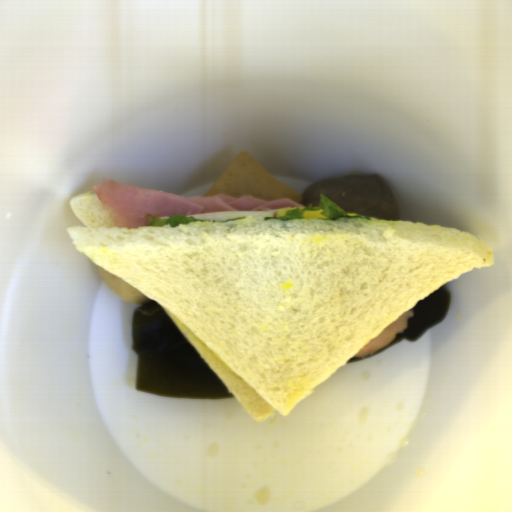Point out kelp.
<instances>
[{
	"mask_svg": "<svg viewBox=\"0 0 512 512\" xmlns=\"http://www.w3.org/2000/svg\"><path fill=\"white\" fill-rule=\"evenodd\" d=\"M136 389L186 399L235 397L167 313L151 299L132 312Z\"/></svg>",
	"mask_w": 512,
	"mask_h": 512,
	"instance_id": "1",
	"label": "kelp"
},
{
	"mask_svg": "<svg viewBox=\"0 0 512 512\" xmlns=\"http://www.w3.org/2000/svg\"><path fill=\"white\" fill-rule=\"evenodd\" d=\"M450 309V290L444 285L417 302L411 309L413 317H409L405 331L398 332L392 342L378 352L363 357H353L346 362L362 361L379 354L391 345L403 340L416 341L422 333L441 322ZM345 362V363H346Z\"/></svg>",
	"mask_w": 512,
	"mask_h": 512,
	"instance_id": "2",
	"label": "kelp"
}]
</instances>
